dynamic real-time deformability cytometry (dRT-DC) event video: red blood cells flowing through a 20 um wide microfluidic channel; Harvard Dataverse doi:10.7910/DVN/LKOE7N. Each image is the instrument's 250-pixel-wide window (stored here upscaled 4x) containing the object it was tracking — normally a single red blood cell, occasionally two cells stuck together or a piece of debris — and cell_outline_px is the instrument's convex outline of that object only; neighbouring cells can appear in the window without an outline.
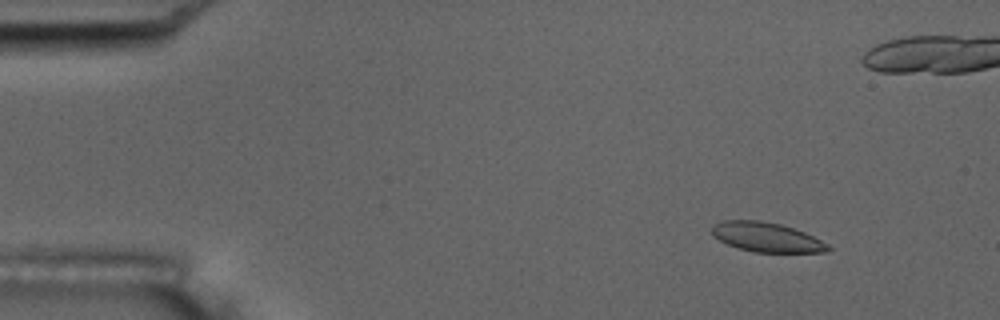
{"species": "common noctule bat (a hibernating species)", "species_latin": "Nyctalus noctula", "temperature_condition": "room temperature", "stored_images_in_passage": 8, "camera_frame_rate_fps": 3000, "um_per_image_px": 0.085, "animal": {"sex": "male", "body_mass_g": 17.5, "forearm_length_mm": 52.3}, "frame": {"image": 1, "passage_image": 3, "time_ms": 2.0, "image_size_px": [1000, 320], "cell_outline_px": [[832, 248], [828, 252], [752, 252], [736, 248], [712, 236], [712, 224], [724, 220], [760, 220], [780, 224], [804, 232], [828, 244]], "centroid_in_image_um": [65.13, 20.16], "position_along_channel_um": 19.9, "area_um2": 20.0}}